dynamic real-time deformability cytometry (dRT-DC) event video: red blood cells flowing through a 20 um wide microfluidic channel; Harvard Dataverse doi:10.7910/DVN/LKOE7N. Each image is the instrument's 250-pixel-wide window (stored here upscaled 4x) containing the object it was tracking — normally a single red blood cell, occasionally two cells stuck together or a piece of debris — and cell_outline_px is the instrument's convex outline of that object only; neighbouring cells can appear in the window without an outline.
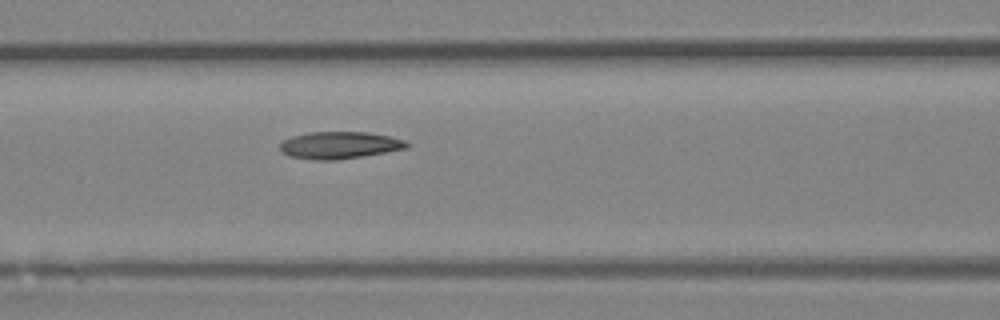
{"species": "Egyptian fruit bat (a non-hibernating species)", "species_latin": "Rousettus aegyptiacus", "temperature_condition": "room temperature", "stored_images_in_passage": 7, "segment_of_instrument_passage": [2, 2], "camera_frame_rate_fps": 3000, "um_per_image_px": 0.085, "animal": {"sex": "female"}, "frame": {"image": 1, "passage_image": 7, "time_ms": 7.667, "image_size_px": [1000, 320], "cell_outline_px": [[412, 144], [408, 148], [336, 160], [312, 160], [288, 156], [280, 152], [280, 144], [284, 140], [292, 136], [308, 132], [368, 132], [388, 136], [404, 140]], "centroid_in_image_um": [28.83, 12.34], "position_along_channel_um": 137.8, "area_um2": 20.06}}